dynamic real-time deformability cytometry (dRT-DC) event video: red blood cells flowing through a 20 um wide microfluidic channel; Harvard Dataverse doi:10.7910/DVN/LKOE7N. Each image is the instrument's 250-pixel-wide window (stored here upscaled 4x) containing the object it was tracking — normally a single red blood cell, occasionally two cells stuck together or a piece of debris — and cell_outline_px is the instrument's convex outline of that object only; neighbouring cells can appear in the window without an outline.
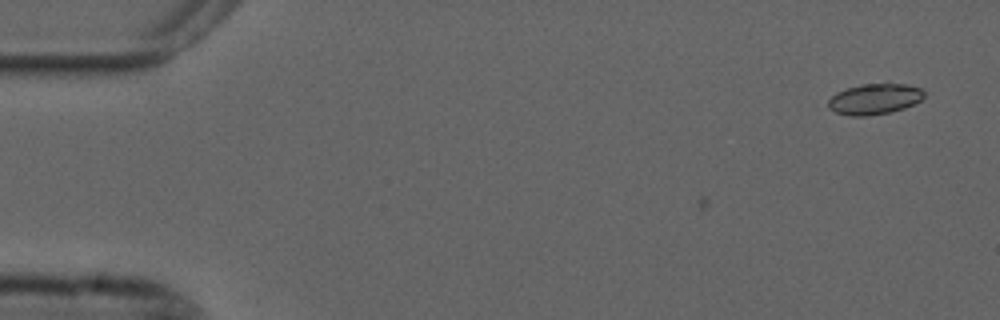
{"species": "common noctule bat (a hibernating species)", "species_latin": "Nyctalus noctula", "temperature_condition": "cold", "stored_images_in_passage": 4, "camera_frame_rate_fps": 3000, "um_per_image_px": 0.085, "animal": {"sex": "male", "forearm_length_mm": 52.5}, "frame": {"image": 1, "passage_image": 4, "time_ms": 1.0, "image_size_px": [1000, 320], "cell_outline_px": [[924, 96], [920, 100], [904, 108], [892, 112], [868, 116], [848, 116], [836, 112], [828, 108], [828, 100], [836, 92], [860, 84], [888, 80], [908, 84], [920, 88], [924, 92]], "centroid_in_image_um": [74.35, 8.37], "position_along_channel_um": 10.7, "area_um2": 17.86}}